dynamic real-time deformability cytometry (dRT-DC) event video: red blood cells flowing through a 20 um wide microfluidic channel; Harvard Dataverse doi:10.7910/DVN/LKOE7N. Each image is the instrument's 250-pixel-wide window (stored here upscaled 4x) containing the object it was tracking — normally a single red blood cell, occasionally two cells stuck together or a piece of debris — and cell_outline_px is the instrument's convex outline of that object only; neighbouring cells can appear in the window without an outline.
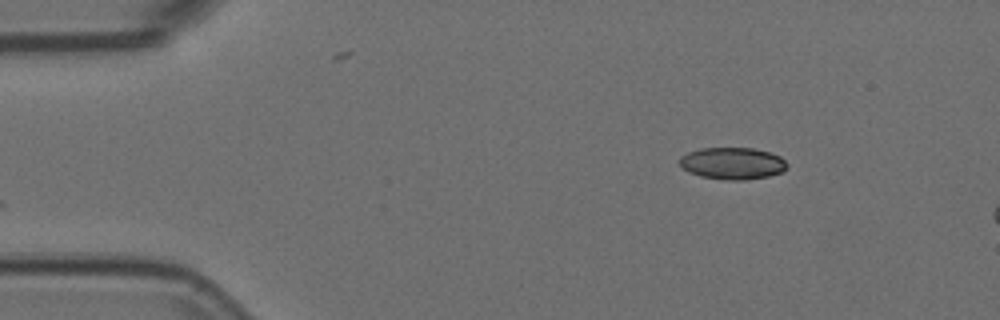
{"species": "Egyptian fruit bat (a non-hibernating species)", "species_latin": "Rousettus aegyptiacus", "temperature_condition": "room temperature", "stored_images_in_passage": 3, "camera_frame_rate_fps": 3000, "um_per_image_px": 0.085, "animal": {"sex": "female"}, "frame": {"image": 1, "passage_image": 3, "time_ms": 0.667, "image_size_px": [1000, 320], "cell_outline_px": [[788, 168], [784, 172], [768, 176], [744, 180], [728, 180], [700, 176], [688, 172], [680, 168], [680, 156], [688, 152], [700, 148], [752, 148], [772, 152], [780, 156], [788, 164]], "centroid_in_image_um": [62.27, 13.88], "position_along_channel_um": 22.7, "area_um2": 20.29}}